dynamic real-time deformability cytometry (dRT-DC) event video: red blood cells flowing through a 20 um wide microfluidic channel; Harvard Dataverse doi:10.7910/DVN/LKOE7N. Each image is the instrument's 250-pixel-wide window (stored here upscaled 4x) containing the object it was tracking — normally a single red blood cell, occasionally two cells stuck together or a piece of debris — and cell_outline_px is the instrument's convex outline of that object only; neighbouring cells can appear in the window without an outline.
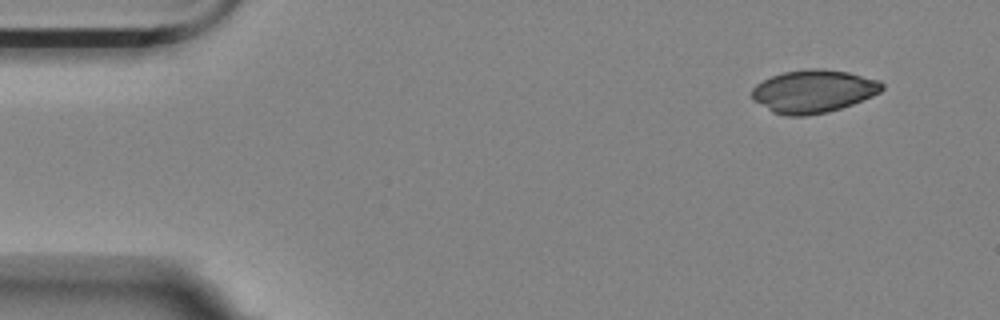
{"species": "Egyptian fruit bat (a non-hibernating species)", "species_latin": "Rousettus aegyptiacus", "temperature_condition": "room temperature", "stored_images_in_passage": 7, "camera_frame_rate_fps": 3000, "um_per_image_px": 0.085, "animal": {"sex": "female"}, "frame": {"image": 1, "passage_image": 1, "time_ms": 0.0, "image_size_px": [1000, 320], "cell_outline_px": [[884, 88], [880, 92], [872, 96], [852, 104], [828, 112], [804, 116], [784, 116], [772, 112], [752, 100], [752, 88], [756, 84], [772, 76], [784, 72], [808, 68], [824, 68], [848, 72], [880, 80], [884, 84]], "centroid_in_image_um": [69.13, 7.76], "position_along_channel_um": 15.9, "area_um2": 32.71}}